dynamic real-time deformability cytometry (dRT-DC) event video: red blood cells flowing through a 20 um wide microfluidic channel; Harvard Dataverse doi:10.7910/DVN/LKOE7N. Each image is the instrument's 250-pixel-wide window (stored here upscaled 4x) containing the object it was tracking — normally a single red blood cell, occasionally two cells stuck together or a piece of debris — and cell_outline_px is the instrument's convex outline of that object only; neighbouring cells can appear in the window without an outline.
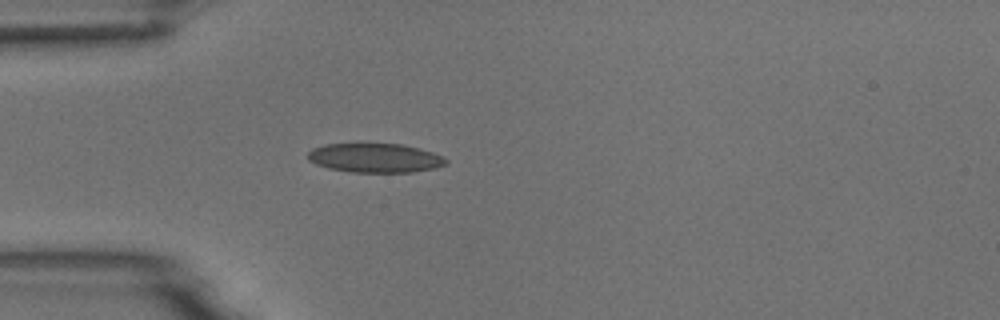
{"species": "common noctule bat (a hibernating species)", "species_latin": "Nyctalus noctula", "temperature_condition": "room temperature", "stored_images_in_passage": 4, "camera_frame_rate_fps": 3000, "um_per_image_px": 0.085, "animal": {"sex": "male", "body_mass_g": 18.8}, "frame": {"image": 1, "passage_image": 4, "time_ms": 1.0, "image_size_px": [1000, 320], "cell_outline_px": [[448, 164], [436, 168], [412, 172], [352, 172], [328, 168], [316, 164], [308, 160], [308, 152], [312, 148], [324, 144], [356, 140], [400, 144], [420, 148], [444, 156], [448, 160]], "centroid_in_image_um": [31.85, 13.37], "position_along_channel_um": 53.1, "area_um2": 24.68}}